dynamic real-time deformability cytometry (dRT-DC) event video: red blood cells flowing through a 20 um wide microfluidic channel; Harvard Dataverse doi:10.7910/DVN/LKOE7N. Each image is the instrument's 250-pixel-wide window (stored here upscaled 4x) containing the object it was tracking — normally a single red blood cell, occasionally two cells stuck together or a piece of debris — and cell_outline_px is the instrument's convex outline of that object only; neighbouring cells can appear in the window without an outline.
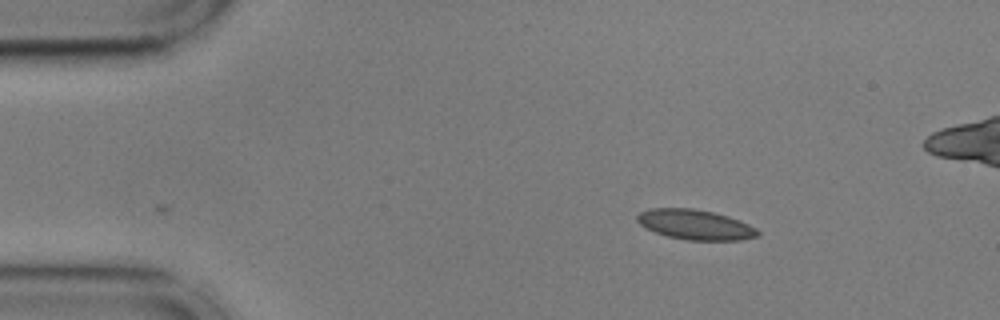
{"species": "common noctule bat (a hibernating species)", "species_latin": "Nyctalus noctula", "temperature_condition": "cold", "stored_images_in_passage": 42, "camera_frame_rate_fps": 3000, "um_per_image_px": 0.085, "animal": {"sex": "male", "body_mass_g": 17.9, "forearm_length_mm": 54.2}, "frame": {"image": 1, "passage_image": 1, "time_ms": 0.0, "image_size_px": [1000, 320], "cell_outline_px": [[760, 236], [740, 240], [688, 240], [668, 236], [656, 232], [640, 224], [636, 220], [636, 216], [640, 212], [648, 208], [692, 208], [712, 212], [728, 216], [740, 220], [756, 228], [760, 232]], "centroid_in_image_um": [59.12, 19.09], "position_along_channel_um": 25.9, "area_um2": 21.04}}
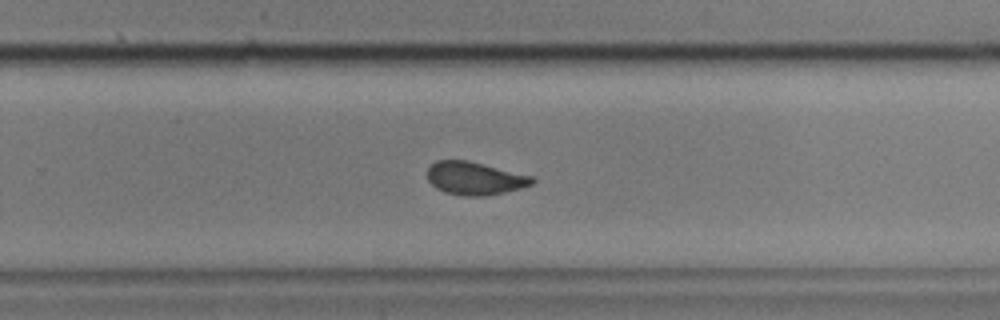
{"frame": {"image": 2, "passage_image": 28, "time_ms": 9.0, "image_size_px": [1000, 320], "cell_outline_px": [[536, 180], [532, 184], [520, 188], [504, 192], [484, 196], [464, 196], [444, 192], [436, 188], [428, 180], [428, 168], [436, 160], [468, 160], [532, 176]], "centroid_in_image_um": [40.34, 15.16], "position_along_channel_um": 289.5, "area_um2": 20.06}}
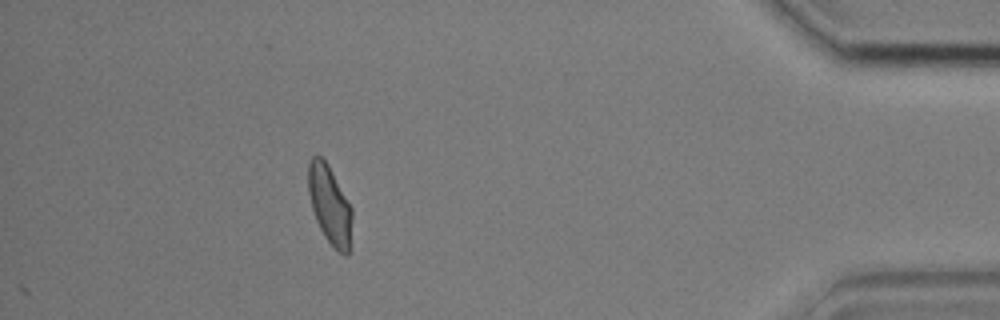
{"frame": {"image": 3, "passage_image": 42, "time_ms": 13.667, "image_size_px": [1000, 320], "cell_outline_px": [[352, 220], [348, 256], [344, 256], [336, 252], [324, 236], [316, 220], [312, 208], [308, 192], [308, 164], [312, 156], [316, 152], [328, 164], [352, 208]], "centroid_in_image_um": [28.02, 17.43], "position_along_channel_um": 407.2, "area_um2": 20.23}, "authors_computed_cell_mechanics": {"area_um2": 20.6924, "velocity_mm_per_s": 3.6087, "shape_relaxation_time_tau1_ms": 5.7413, "shape_relaxation_time_tau2_ms": 1.3534, "deformation_change_tau1": 0.1029, "deformation_change_tau2": 0.059}}